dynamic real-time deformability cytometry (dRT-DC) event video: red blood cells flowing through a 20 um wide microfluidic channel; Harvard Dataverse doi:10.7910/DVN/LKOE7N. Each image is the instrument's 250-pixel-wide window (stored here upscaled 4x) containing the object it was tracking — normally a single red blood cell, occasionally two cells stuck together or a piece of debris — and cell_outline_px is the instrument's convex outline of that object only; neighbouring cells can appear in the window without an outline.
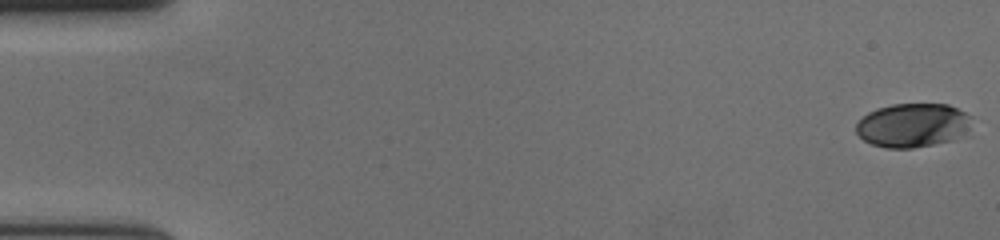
{"species": "human", "species_latin": "Homo sapiens", "temperature_condition": "cold", "stored_images_in_passage": 58, "camera_frame_rate_fps": 3000, "um_per_image_px": 0.085, "donor": {"sex": "female"}, "frame": {"image": 1, "passage_image": 1, "time_ms": 0.0, "image_size_px": [1000, 240], "cell_outline_px": [[972, 116], [968, 136], [932, 144], [912, 148], [884, 148], [872, 144], [864, 140], [856, 132], [856, 124], [868, 112], [876, 108], [892, 104], [948, 104]], "centroid_in_image_um": [77.62, 10.65], "position_along_channel_um": 7.4, "area_um2": 29.82}}
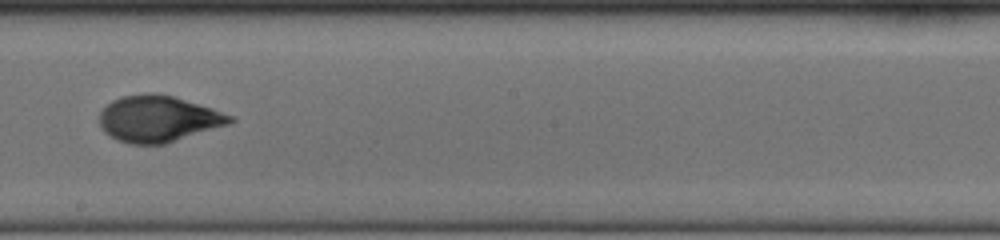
{"frame": {"image": 2, "passage_image": 34, "time_ms": 11.0, "image_size_px": [1000, 240], "cell_outline_px": [[236, 120], [232, 124], [164, 144], [128, 144], [104, 132], [100, 128], [100, 112], [112, 100], [120, 96], [144, 92], [156, 92], [172, 96], [212, 108], [236, 116]], "centroid_in_image_um": [13.49, 10.09], "position_along_channel_um": 234.7, "area_um2": 35.6}}
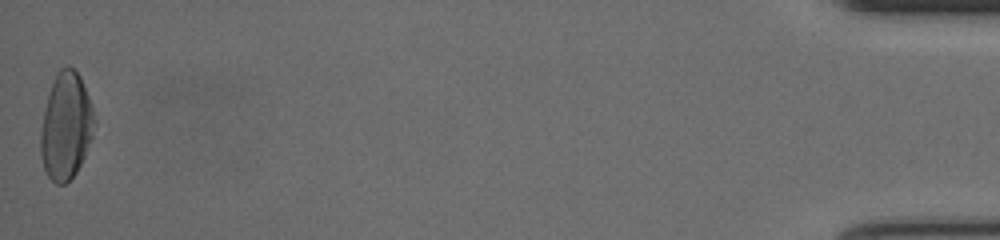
{"frame": {"image": 3, "passage_image": 58, "time_ms": 19.0, "image_size_px": [1000, 240], "cell_outline_px": [[96, 124], [92, 136], [84, 156], [76, 172], [64, 184], [56, 184], [48, 176], [44, 168], [40, 152], [40, 132], [48, 92], [56, 72], [60, 68], [68, 64], [80, 76], [92, 104], [96, 120]], "centroid_in_image_um": [5.61, 10.68], "position_along_channel_um": 429.6, "area_um2": 33.58}, "authors_computed_cell_mechanics": {"area_um2": 33.0616, "velocity_mm_per_s": 3.6602, "shape_relaxation_time_tau1_ms": 4.704, "shape_relaxation_time_tau2_ms": 1.2453, "deformation_change_tau1": 0.1902, "deformation_change_tau2": 0.0633}}